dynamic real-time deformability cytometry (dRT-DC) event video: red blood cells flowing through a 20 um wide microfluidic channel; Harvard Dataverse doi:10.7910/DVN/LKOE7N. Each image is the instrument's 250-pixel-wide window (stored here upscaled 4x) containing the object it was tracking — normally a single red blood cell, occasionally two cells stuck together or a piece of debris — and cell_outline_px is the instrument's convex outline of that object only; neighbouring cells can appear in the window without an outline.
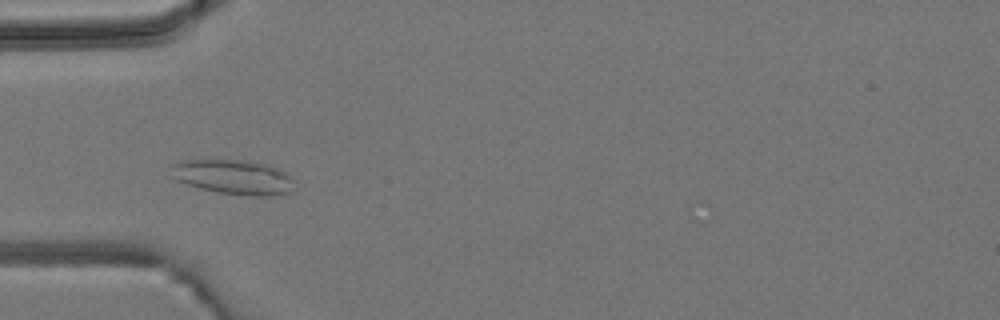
{"species": "common noctule bat (a hibernating species)", "species_latin": "Nyctalus noctula", "temperature_condition": "room temperature", "stored_images_in_passage": 5, "camera_frame_rate_fps": 3000, "um_per_image_px": 0.085, "animal": {"sex": "male", "body_mass_g": 19.2, "forearm_length_mm": 51.8}, "frame": {"image": 1, "passage_image": 4, "time_ms": 3.667, "image_size_px": [1000, 320], "cell_outline_px": [[292, 192], [272, 196], [252, 196], [216, 192], [200, 188], [176, 180], [172, 176], [168, 164], [180, 160], [244, 160], [268, 164], [284, 172], [292, 180]], "centroid_in_image_um": [19.78, 15.04], "position_along_channel_um": 65.2, "area_um2": 25.03}}